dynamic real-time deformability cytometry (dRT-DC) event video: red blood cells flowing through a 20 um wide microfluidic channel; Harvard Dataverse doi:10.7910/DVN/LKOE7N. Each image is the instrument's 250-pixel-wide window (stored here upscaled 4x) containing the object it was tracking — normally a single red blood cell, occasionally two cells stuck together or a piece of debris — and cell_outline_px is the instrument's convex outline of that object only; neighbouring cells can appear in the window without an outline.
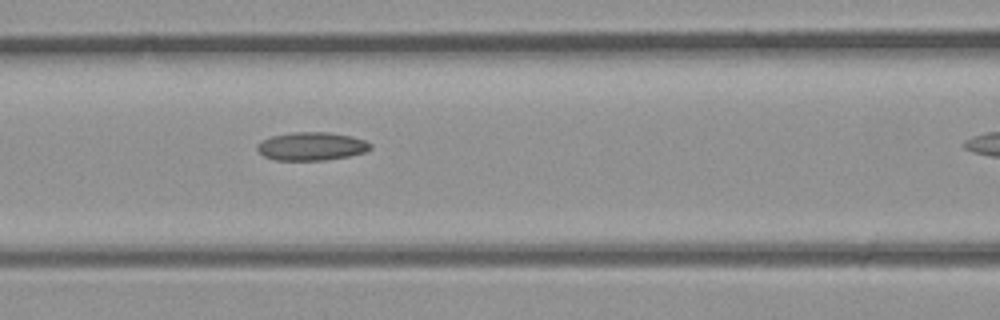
{"species": "common noctule bat (a hibernating species)", "species_latin": "Nyctalus noctula", "temperature_condition": "room temperature", "stored_images_in_passage": 6, "camera_frame_rate_fps": 3000, "um_per_image_px": 0.085, "animal": {"sex": "male", "body_mass_g": 23.1, "forearm_length_mm": 52.7}, "frame": {"image": 1, "passage_image": 5, "time_ms": 1.333, "image_size_px": [1000, 320], "cell_outline_px": [[372, 148], [364, 152], [348, 156], [324, 160], [276, 160], [264, 156], [256, 148], [256, 144], [260, 140], [272, 136], [292, 132], [328, 132], [352, 136], [364, 140], [372, 144]], "centroid_in_image_um": [26.46, 12.43], "position_along_channel_um": 140.1, "area_um2": 18.67}}